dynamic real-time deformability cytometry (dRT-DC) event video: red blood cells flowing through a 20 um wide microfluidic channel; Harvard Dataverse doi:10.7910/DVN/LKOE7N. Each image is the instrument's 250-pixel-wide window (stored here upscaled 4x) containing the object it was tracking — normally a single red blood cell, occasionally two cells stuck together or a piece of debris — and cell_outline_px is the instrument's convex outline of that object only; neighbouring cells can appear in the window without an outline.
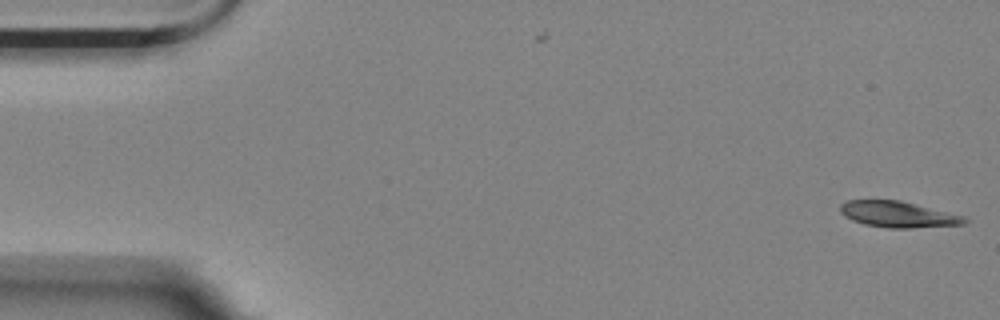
{"species": "Egyptian fruit bat (a non-hibernating species)", "species_latin": "Rousettus aegyptiacus", "temperature_condition": "room temperature", "stored_images_in_passage": 6, "segment_of_instrument_passage": [1, 2], "camera_frame_rate_fps": 3000, "um_per_image_px": 0.085, "animal": {"sex": "female"}, "frame": {"image": 1, "passage_image": 1, "time_ms": 0.0, "image_size_px": [1000, 320], "cell_outline_px": [[968, 220], [964, 224], [912, 228], [888, 228], [864, 224], [852, 220], [844, 216], [840, 212], [840, 204], [848, 200], [900, 200], [964, 216]], "centroid_in_image_um": [76.31, 18.22], "position_along_channel_um": 8.7, "area_um2": 18.79}}
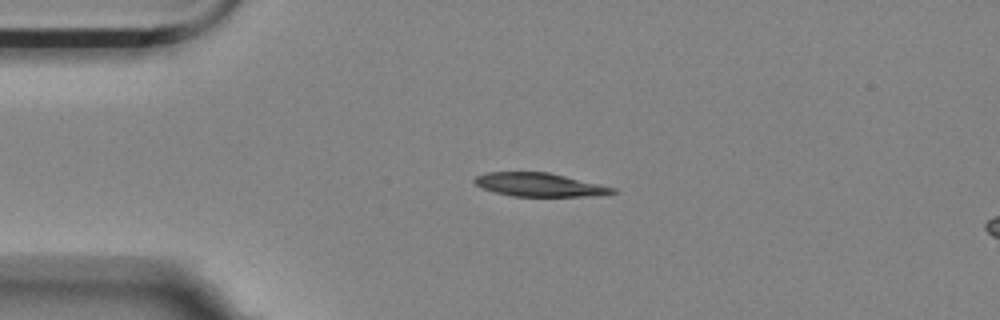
{"frame": {"image": 2, "passage_image": 4, "time_ms": 3.667, "image_size_px": [1000, 320], "cell_outline_px": [[620, 192], [600, 196], [512, 196], [496, 192], [484, 188], [476, 184], [472, 180], [476, 176], [484, 172], [548, 172], [616, 188]], "centroid_in_image_um": [45.89, 15.7], "position_along_channel_um": 39.1, "area_um2": 18.9}}